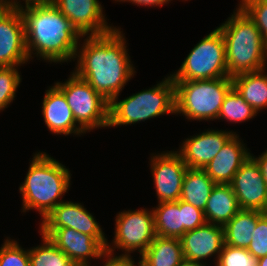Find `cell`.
Instances as JSON below:
<instances>
[{"instance_id":"cell-1","label":"cell","mask_w":267,"mask_h":266,"mask_svg":"<svg viewBox=\"0 0 267 266\" xmlns=\"http://www.w3.org/2000/svg\"><path fill=\"white\" fill-rule=\"evenodd\" d=\"M76 51L74 72L108 102L120 95L136 73L121 28L99 36H86Z\"/></svg>"},{"instance_id":"cell-2","label":"cell","mask_w":267,"mask_h":266,"mask_svg":"<svg viewBox=\"0 0 267 266\" xmlns=\"http://www.w3.org/2000/svg\"><path fill=\"white\" fill-rule=\"evenodd\" d=\"M20 11L29 59L39 57L51 64L75 61L78 44L85 36L52 3L27 6Z\"/></svg>"},{"instance_id":"cell-3","label":"cell","mask_w":267,"mask_h":266,"mask_svg":"<svg viewBox=\"0 0 267 266\" xmlns=\"http://www.w3.org/2000/svg\"><path fill=\"white\" fill-rule=\"evenodd\" d=\"M30 162L24 182L19 186L22 212L34 209L43 221L69 191L72 174L46 152H36Z\"/></svg>"},{"instance_id":"cell-4","label":"cell","mask_w":267,"mask_h":266,"mask_svg":"<svg viewBox=\"0 0 267 266\" xmlns=\"http://www.w3.org/2000/svg\"><path fill=\"white\" fill-rule=\"evenodd\" d=\"M218 28L223 34L229 77L266 69L267 44L253 20L238 5Z\"/></svg>"},{"instance_id":"cell-5","label":"cell","mask_w":267,"mask_h":266,"mask_svg":"<svg viewBox=\"0 0 267 266\" xmlns=\"http://www.w3.org/2000/svg\"><path fill=\"white\" fill-rule=\"evenodd\" d=\"M165 114H175V84L171 75L125 99L115 96L109 102L108 127L136 124Z\"/></svg>"},{"instance_id":"cell-6","label":"cell","mask_w":267,"mask_h":266,"mask_svg":"<svg viewBox=\"0 0 267 266\" xmlns=\"http://www.w3.org/2000/svg\"><path fill=\"white\" fill-rule=\"evenodd\" d=\"M174 84L175 114L199 122L218 118L223 100L233 87L231 77L174 81Z\"/></svg>"},{"instance_id":"cell-7","label":"cell","mask_w":267,"mask_h":266,"mask_svg":"<svg viewBox=\"0 0 267 266\" xmlns=\"http://www.w3.org/2000/svg\"><path fill=\"white\" fill-rule=\"evenodd\" d=\"M173 81H193L229 77L224 37L217 27L189 52L180 68L170 74Z\"/></svg>"},{"instance_id":"cell-8","label":"cell","mask_w":267,"mask_h":266,"mask_svg":"<svg viewBox=\"0 0 267 266\" xmlns=\"http://www.w3.org/2000/svg\"><path fill=\"white\" fill-rule=\"evenodd\" d=\"M54 85L64 94L77 125L86 133L109 126V102L74 71Z\"/></svg>"},{"instance_id":"cell-9","label":"cell","mask_w":267,"mask_h":266,"mask_svg":"<svg viewBox=\"0 0 267 266\" xmlns=\"http://www.w3.org/2000/svg\"><path fill=\"white\" fill-rule=\"evenodd\" d=\"M114 233L113 242L107 243L105 251L115 254L116 249H122L121 255L131 256L137 250L141 256L156 237L153 211L140 208L118 212Z\"/></svg>"},{"instance_id":"cell-10","label":"cell","mask_w":267,"mask_h":266,"mask_svg":"<svg viewBox=\"0 0 267 266\" xmlns=\"http://www.w3.org/2000/svg\"><path fill=\"white\" fill-rule=\"evenodd\" d=\"M150 172L158 203L180 199L183 179L188 169L181 155L174 150L152 153Z\"/></svg>"},{"instance_id":"cell-11","label":"cell","mask_w":267,"mask_h":266,"mask_svg":"<svg viewBox=\"0 0 267 266\" xmlns=\"http://www.w3.org/2000/svg\"><path fill=\"white\" fill-rule=\"evenodd\" d=\"M29 61L22 13L3 5L0 8V67H20Z\"/></svg>"},{"instance_id":"cell-12","label":"cell","mask_w":267,"mask_h":266,"mask_svg":"<svg viewBox=\"0 0 267 266\" xmlns=\"http://www.w3.org/2000/svg\"><path fill=\"white\" fill-rule=\"evenodd\" d=\"M52 4L71 21L81 36L104 35L116 28L108 25L99 0H53Z\"/></svg>"},{"instance_id":"cell-13","label":"cell","mask_w":267,"mask_h":266,"mask_svg":"<svg viewBox=\"0 0 267 266\" xmlns=\"http://www.w3.org/2000/svg\"><path fill=\"white\" fill-rule=\"evenodd\" d=\"M72 228L95 238L104 248L108 240L95 217L81 203L62 201L41 222L40 229Z\"/></svg>"},{"instance_id":"cell-14","label":"cell","mask_w":267,"mask_h":266,"mask_svg":"<svg viewBox=\"0 0 267 266\" xmlns=\"http://www.w3.org/2000/svg\"><path fill=\"white\" fill-rule=\"evenodd\" d=\"M241 210L267 212V185L256 160L250 157L230 183Z\"/></svg>"},{"instance_id":"cell-15","label":"cell","mask_w":267,"mask_h":266,"mask_svg":"<svg viewBox=\"0 0 267 266\" xmlns=\"http://www.w3.org/2000/svg\"><path fill=\"white\" fill-rule=\"evenodd\" d=\"M77 266H91V259H103L105 248L92 236L72 228L39 229Z\"/></svg>"},{"instance_id":"cell-16","label":"cell","mask_w":267,"mask_h":266,"mask_svg":"<svg viewBox=\"0 0 267 266\" xmlns=\"http://www.w3.org/2000/svg\"><path fill=\"white\" fill-rule=\"evenodd\" d=\"M233 134L236 132L207 129L184 139L177 152L188 168L204 169Z\"/></svg>"},{"instance_id":"cell-17","label":"cell","mask_w":267,"mask_h":266,"mask_svg":"<svg viewBox=\"0 0 267 266\" xmlns=\"http://www.w3.org/2000/svg\"><path fill=\"white\" fill-rule=\"evenodd\" d=\"M184 258L204 262L214 257L217 262L224 245L223 226L205 223L194 230L187 231L181 238Z\"/></svg>"},{"instance_id":"cell-18","label":"cell","mask_w":267,"mask_h":266,"mask_svg":"<svg viewBox=\"0 0 267 266\" xmlns=\"http://www.w3.org/2000/svg\"><path fill=\"white\" fill-rule=\"evenodd\" d=\"M236 133L224 144L218 154L203 169L216 184H230L251 152Z\"/></svg>"},{"instance_id":"cell-19","label":"cell","mask_w":267,"mask_h":266,"mask_svg":"<svg viewBox=\"0 0 267 266\" xmlns=\"http://www.w3.org/2000/svg\"><path fill=\"white\" fill-rule=\"evenodd\" d=\"M42 115L45 125L53 134L65 136L86 134L77 125L64 94L55 85L45 92Z\"/></svg>"},{"instance_id":"cell-20","label":"cell","mask_w":267,"mask_h":266,"mask_svg":"<svg viewBox=\"0 0 267 266\" xmlns=\"http://www.w3.org/2000/svg\"><path fill=\"white\" fill-rule=\"evenodd\" d=\"M240 210L231 185L216 184L203 212L206 223L224 226Z\"/></svg>"},{"instance_id":"cell-21","label":"cell","mask_w":267,"mask_h":266,"mask_svg":"<svg viewBox=\"0 0 267 266\" xmlns=\"http://www.w3.org/2000/svg\"><path fill=\"white\" fill-rule=\"evenodd\" d=\"M267 69L232 77L233 87L257 112L267 108Z\"/></svg>"},{"instance_id":"cell-22","label":"cell","mask_w":267,"mask_h":266,"mask_svg":"<svg viewBox=\"0 0 267 266\" xmlns=\"http://www.w3.org/2000/svg\"><path fill=\"white\" fill-rule=\"evenodd\" d=\"M264 213L256 210H240L223 226L224 243L233 247L248 248L258 219Z\"/></svg>"},{"instance_id":"cell-23","label":"cell","mask_w":267,"mask_h":266,"mask_svg":"<svg viewBox=\"0 0 267 266\" xmlns=\"http://www.w3.org/2000/svg\"><path fill=\"white\" fill-rule=\"evenodd\" d=\"M215 185L203 169L188 168L183 179L180 200L204 211Z\"/></svg>"},{"instance_id":"cell-24","label":"cell","mask_w":267,"mask_h":266,"mask_svg":"<svg viewBox=\"0 0 267 266\" xmlns=\"http://www.w3.org/2000/svg\"><path fill=\"white\" fill-rule=\"evenodd\" d=\"M141 256L150 266H179L184 259L180 239L158 235Z\"/></svg>"},{"instance_id":"cell-25","label":"cell","mask_w":267,"mask_h":266,"mask_svg":"<svg viewBox=\"0 0 267 266\" xmlns=\"http://www.w3.org/2000/svg\"><path fill=\"white\" fill-rule=\"evenodd\" d=\"M152 211L156 235L178 239L183 236L182 210H179V200L158 203Z\"/></svg>"},{"instance_id":"cell-26","label":"cell","mask_w":267,"mask_h":266,"mask_svg":"<svg viewBox=\"0 0 267 266\" xmlns=\"http://www.w3.org/2000/svg\"><path fill=\"white\" fill-rule=\"evenodd\" d=\"M42 235L41 245L29 250L30 266H77L47 236Z\"/></svg>"},{"instance_id":"cell-27","label":"cell","mask_w":267,"mask_h":266,"mask_svg":"<svg viewBox=\"0 0 267 266\" xmlns=\"http://www.w3.org/2000/svg\"><path fill=\"white\" fill-rule=\"evenodd\" d=\"M257 112L232 87L226 94L217 120L224 119L231 123H242L257 116Z\"/></svg>"},{"instance_id":"cell-28","label":"cell","mask_w":267,"mask_h":266,"mask_svg":"<svg viewBox=\"0 0 267 266\" xmlns=\"http://www.w3.org/2000/svg\"><path fill=\"white\" fill-rule=\"evenodd\" d=\"M19 67H0V112L8 108L21 84Z\"/></svg>"},{"instance_id":"cell-29","label":"cell","mask_w":267,"mask_h":266,"mask_svg":"<svg viewBox=\"0 0 267 266\" xmlns=\"http://www.w3.org/2000/svg\"><path fill=\"white\" fill-rule=\"evenodd\" d=\"M0 266H30L29 250L7 237L0 247Z\"/></svg>"},{"instance_id":"cell-30","label":"cell","mask_w":267,"mask_h":266,"mask_svg":"<svg viewBox=\"0 0 267 266\" xmlns=\"http://www.w3.org/2000/svg\"><path fill=\"white\" fill-rule=\"evenodd\" d=\"M215 266H258V259L247 248L223 245Z\"/></svg>"},{"instance_id":"cell-31","label":"cell","mask_w":267,"mask_h":266,"mask_svg":"<svg viewBox=\"0 0 267 266\" xmlns=\"http://www.w3.org/2000/svg\"><path fill=\"white\" fill-rule=\"evenodd\" d=\"M238 5L253 20L267 44V3L261 0H241Z\"/></svg>"},{"instance_id":"cell-32","label":"cell","mask_w":267,"mask_h":266,"mask_svg":"<svg viewBox=\"0 0 267 266\" xmlns=\"http://www.w3.org/2000/svg\"><path fill=\"white\" fill-rule=\"evenodd\" d=\"M247 250L257 259L267 255V212L258 219Z\"/></svg>"},{"instance_id":"cell-33","label":"cell","mask_w":267,"mask_h":266,"mask_svg":"<svg viewBox=\"0 0 267 266\" xmlns=\"http://www.w3.org/2000/svg\"><path fill=\"white\" fill-rule=\"evenodd\" d=\"M179 210H182L183 235L187 231L194 230L206 223L204 212L201 209L180 199Z\"/></svg>"},{"instance_id":"cell-34","label":"cell","mask_w":267,"mask_h":266,"mask_svg":"<svg viewBox=\"0 0 267 266\" xmlns=\"http://www.w3.org/2000/svg\"><path fill=\"white\" fill-rule=\"evenodd\" d=\"M103 258V260H105V263L103 264L104 266H129V256H124L120 254L114 255L105 251L103 253Z\"/></svg>"},{"instance_id":"cell-35","label":"cell","mask_w":267,"mask_h":266,"mask_svg":"<svg viewBox=\"0 0 267 266\" xmlns=\"http://www.w3.org/2000/svg\"><path fill=\"white\" fill-rule=\"evenodd\" d=\"M24 1L23 6L21 0H1L4 6L16 9H22L23 7L32 6V5H47L52 3L53 0H22ZM21 2V3H20Z\"/></svg>"},{"instance_id":"cell-36","label":"cell","mask_w":267,"mask_h":266,"mask_svg":"<svg viewBox=\"0 0 267 266\" xmlns=\"http://www.w3.org/2000/svg\"><path fill=\"white\" fill-rule=\"evenodd\" d=\"M116 2H129L137 6H150V7H161L162 5L168 4L172 0H114Z\"/></svg>"},{"instance_id":"cell-37","label":"cell","mask_w":267,"mask_h":266,"mask_svg":"<svg viewBox=\"0 0 267 266\" xmlns=\"http://www.w3.org/2000/svg\"><path fill=\"white\" fill-rule=\"evenodd\" d=\"M251 156L259 164V167H260L261 172H262V176L264 177V180H265L266 185H267V149H265V151H263V153L261 155H259V157H256L253 154H251Z\"/></svg>"},{"instance_id":"cell-38","label":"cell","mask_w":267,"mask_h":266,"mask_svg":"<svg viewBox=\"0 0 267 266\" xmlns=\"http://www.w3.org/2000/svg\"><path fill=\"white\" fill-rule=\"evenodd\" d=\"M206 262L194 261L184 258L179 266H207Z\"/></svg>"},{"instance_id":"cell-39","label":"cell","mask_w":267,"mask_h":266,"mask_svg":"<svg viewBox=\"0 0 267 266\" xmlns=\"http://www.w3.org/2000/svg\"><path fill=\"white\" fill-rule=\"evenodd\" d=\"M139 259L140 260H138V263L136 264L133 259V256H129V266H150L142 256H139Z\"/></svg>"},{"instance_id":"cell-40","label":"cell","mask_w":267,"mask_h":266,"mask_svg":"<svg viewBox=\"0 0 267 266\" xmlns=\"http://www.w3.org/2000/svg\"><path fill=\"white\" fill-rule=\"evenodd\" d=\"M258 266H267V255L258 259Z\"/></svg>"},{"instance_id":"cell-41","label":"cell","mask_w":267,"mask_h":266,"mask_svg":"<svg viewBox=\"0 0 267 266\" xmlns=\"http://www.w3.org/2000/svg\"><path fill=\"white\" fill-rule=\"evenodd\" d=\"M3 6V3L1 2V0H0V8Z\"/></svg>"}]
</instances>
